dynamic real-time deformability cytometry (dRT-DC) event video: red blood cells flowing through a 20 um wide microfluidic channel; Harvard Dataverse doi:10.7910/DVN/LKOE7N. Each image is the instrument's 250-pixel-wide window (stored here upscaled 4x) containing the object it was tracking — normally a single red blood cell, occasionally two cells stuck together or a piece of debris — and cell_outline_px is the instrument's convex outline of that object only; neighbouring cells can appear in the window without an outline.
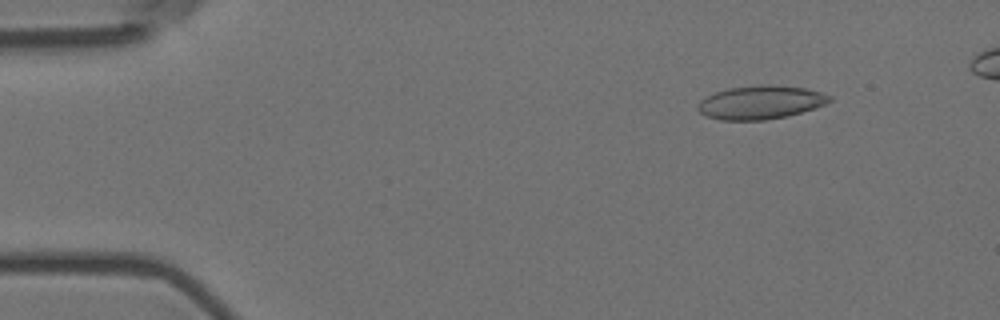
{"species": "Egyptian fruit bat (a non-hibernating species)", "species_latin": "Rousettus aegyptiacus", "temperature_condition": "room temperature", "stored_images_in_passage": 5, "camera_frame_rate_fps": 3000, "um_per_image_px": 0.085, "animal": {"sex": "female"}, "frame": {"image": 1, "passage_image": 2, "time_ms": 0.333, "image_size_px": [1000, 320], "cell_outline_px": [[832, 100], [816, 108], [788, 116], [764, 120], [720, 120], [708, 116], [700, 112], [696, 108], [700, 100], [716, 92], [728, 88], [760, 84], [768, 84], [804, 88], [820, 92], [832, 96]], "centroid_in_image_um": [64.66, 8.7], "position_along_channel_um": 20.3, "area_um2": 25.72}}